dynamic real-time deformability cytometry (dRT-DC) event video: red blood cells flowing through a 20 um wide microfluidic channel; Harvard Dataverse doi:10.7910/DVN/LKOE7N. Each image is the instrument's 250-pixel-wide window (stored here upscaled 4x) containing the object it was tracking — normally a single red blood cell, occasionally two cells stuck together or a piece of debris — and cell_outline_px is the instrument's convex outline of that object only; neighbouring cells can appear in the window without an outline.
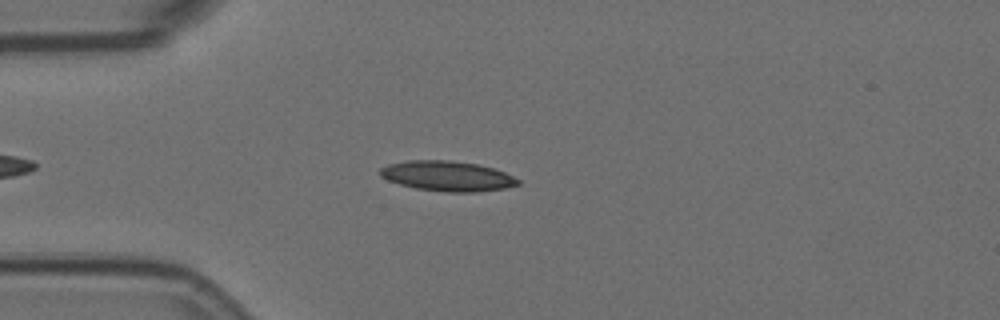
{"species": "Egyptian fruit bat (a non-hibernating species)", "species_latin": "Rousettus aegyptiacus", "temperature_condition": "room temperature", "stored_images_in_passage": 47, "camera_frame_rate_fps": 3000, "um_per_image_px": 0.085, "animal": {"sex": "female"}, "frame": {"image": 1, "passage_image": 9, "time_ms": 2.667, "image_size_px": [1000, 320], "cell_outline_px": [[520, 184], [504, 188], [476, 192], [448, 192], [416, 188], [400, 184], [388, 180], [380, 176], [380, 168], [388, 164], [408, 160], [452, 160], [480, 164], [504, 172], [520, 180]], "centroid_in_image_um": [38.02, 14.95], "position_along_channel_um": 47.0, "area_um2": 24.16}}
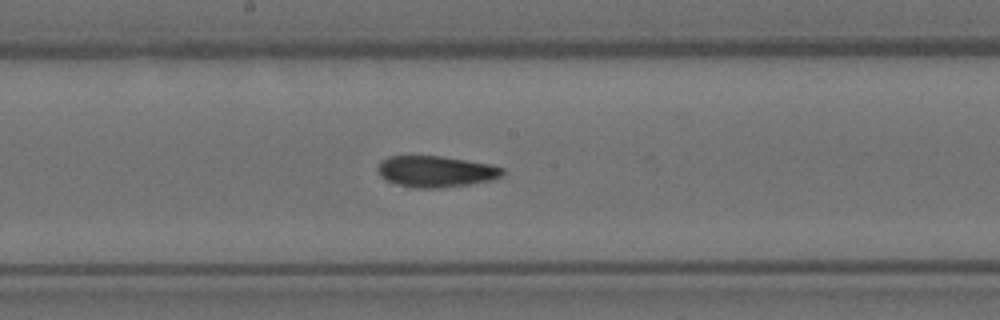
{"frame": {"image": 2, "passage_image": 24, "time_ms": 7.667, "image_size_px": [1000, 320], "cell_outline_px": [[504, 172], [500, 176], [488, 180], [468, 184], [440, 188], [416, 188], [384, 180], [380, 176], [376, 168], [380, 160], [388, 156], [440, 156], [492, 164], [504, 168]], "centroid_in_image_um": [36.99, 14.56], "position_along_channel_um": 211.2, "area_um2": 22.66}}
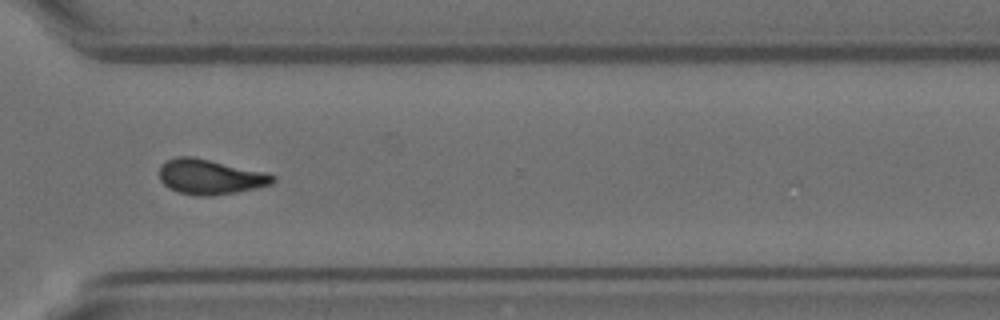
{"frame": {"image": 3, "passage_image": 36, "time_ms": 11.667, "image_size_px": [1000, 320], "cell_outline_px": [[276, 180], [272, 184], [256, 188], [236, 192], [212, 196], [196, 196], [180, 192], [168, 188], [160, 180], [160, 164], [176, 156], [192, 156], [268, 172], [276, 176]], "centroid_in_image_um": [17.89, 15.02], "position_along_channel_um": 352.7, "area_um2": 23.41}, "authors_computed_cell_mechanics": {"area_um2": 22.7154, "velocity_mm_per_s": 3.555, "shape_relaxation_time_tau1_ms": null, "shape_relaxation_time_tau2_ms": 4.7497, "deformation_change_tau1": null, "deformation_change_tau2": 0.1145}}